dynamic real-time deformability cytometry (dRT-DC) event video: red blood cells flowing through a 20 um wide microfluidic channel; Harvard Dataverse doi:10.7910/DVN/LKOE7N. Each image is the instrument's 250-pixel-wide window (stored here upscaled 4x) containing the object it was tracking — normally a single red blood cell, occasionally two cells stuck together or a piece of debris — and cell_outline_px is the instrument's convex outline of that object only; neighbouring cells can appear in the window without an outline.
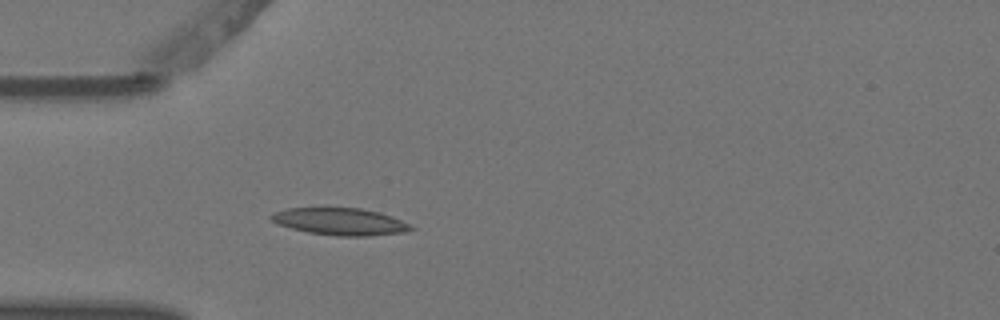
{"species": "Egyptian fruit bat (a non-hibernating species)", "species_latin": "Rousettus aegyptiacus", "temperature_condition": "warm", "stored_images_in_passage": 5, "camera_frame_rate_fps": 3000, "um_per_image_px": 0.085, "animal": {"sex": "female"}, "frame": {"image": 1, "passage_image": 5, "time_ms": 1.333, "image_size_px": [1000, 320], "cell_outline_px": [[416, 228], [404, 232], [368, 236], [336, 236], [308, 232], [292, 228], [280, 224], [272, 220], [268, 216], [276, 212], [288, 208], [324, 204], [360, 208], [380, 212], [392, 216]], "centroid_in_image_um": [28.87, 18.77], "position_along_channel_um": 56.1, "area_um2": 22.89}}